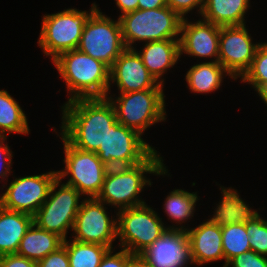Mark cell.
Returning a JSON list of instances; mask_svg holds the SVG:
<instances>
[{"label":"cell","mask_w":267,"mask_h":267,"mask_svg":"<svg viewBox=\"0 0 267 267\" xmlns=\"http://www.w3.org/2000/svg\"><path fill=\"white\" fill-rule=\"evenodd\" d=\"M60 107L58 133L73 147L84 151L96 152L117 121L107 97L74 99Z\"/></svg>","instance_id":"6da1fadb"},{"label":"cell","mask_w":267,"mask_h":267,"mask_svg":"<svg viewBox=\"0 0 267 267\" xmlns=\"http://www.w3.org/2000/svg\"><path fill=\"white\" fill-rule=\"evenodd\" d=\"M161 153L155 150L144 162L130 167L108 168L98 200L114 209V215L122 209L146 203L142 199L145 188L152 186L153 176L171 177ZM169 172V173H168ZM117 208V209H116ZM116 210V211H115Z\"/></svg>","instance_id":"7a4b0ae2"},{"label":"cell","mask_w":267,"mask_h":267,"mask_svg":"<svg viewBox=\"0 0 267 267\" xmlns=\"http://www.w3.org/2000/svg\"><path fill=\"white\" fill-rule=\"evenodd\" d=\"M66 85L67 101L80 98H105L110 83V68L86 53L74 49L52 61Z\"/></svg>","instance_id":"3957f363"},{"label":"cell","mask_w":267,"mask_h":267,"mask_svg":"<svg viewBox=\"0 0 267 267\" xmlns=\"http://www.w3.org/2000/svg\"><path fill=\"white\" fill-rule=\"evenodd\" d=\"M88 10L71 6L63 11L43 14L38 47L51 62L60 54L78 48L84 25L91 13L99 6L96 2Z\"/></svg>","instance_id":"277c9868"},{"label":"cell","mask_w":267,"mask_h":267,"mask_svg":"<svg viewBox=\"0 0 267 267\" xmlns=\"http://www.w3.org/2000/svg\"><path fill=\"white\" fill-rule=\"evenodd\" d=\"M163 88L127 93H108L117 121L139 132L142 136L151 126L167 122L166 96ZM113 94V95H112ZM146 130V131H145Z\"/></svg>","instance_id":"5b68a950"},{"label":"cell","mask_w":267,"mask_h":267,"mask_svg":"<svg viewBox=\"0 0 267 267\" xmlns=\"http://www.w3.org/2000/svg\"><path fill=\"white\" fill-rule=\"evenodd\" d=\"M126 48L136 43L180 39L182 18L170 7L137 9L118 18Z\"/></svg>","instance_id":"8992f818"},{"label":"cell","mask_w":267,"mask_h":267,"mask_svg":"<svg viewBox=\"0 0 267 267\" xmlns=\"http://www.w3.org/2000/svg\"><path fill=\"white\" fill-rule=\"evenodd\" d=\"M154 209L144 203L117 211V239L120 243L116 249L141 254L168 230L169 224Z\"/></svg>","instance_id":"52a82bcc"},{"label":"cell","mask_w":267,"mask_h":267,"mask_svg":"<svg viewBox=\"0 0 267 267\" xmlns=\"http://www.w3.org/2000/svg\"><path fill=\"white\" fill-rule=\"evenodd\" d=\"M54 128L56 137L63 143V169L57 170V177L74 187L84 198H96L100 193L108 167L95 152L84 151L69 144ZM64 179V180H63Z\"/></svg>","instance_id":"ba28073f"},{"label":"cell","mask_w":267,"mask_h":267,"mask_svg":"<svg viewBox=\"0 0 267 267\" xmlns=\"http://www.w3.org/2000/svg\"><path fill=\"white\" fill-rule=\"evenodd\" d=\"M97 7L86 21L78 50L112 67L126 49L119 19H111Z\"/></svg>","instance_id":"9c48e42d"},{"label":"cell","mask_w":267,"mask_h":267,"mask_svg":"<svg viewBox=\"0 0 267 267\" xmlns=\"http://www.w3.org/2000/svg\"><path fill=\"white\" fill-rule=\"evenodd\" d=\"M58 177L52 183L47 200L33 216L38 227L59 235L66 240L72 231L76 215L84 197ZM81 199V200H80Z\"/></svg>","instance_id":"30bf717a"},{"label":"cell","mask_w":267,"mask_h":267,"mask_svg":"<svg viewBox=\"0 0 267 267\" xmlns=\"http://www.w3.org/2000/svg\"><path fill=\"white\" fill-rule=\"evenodd\" d=\"M155 150V146L139 132L116 121L95 153L108 168H112L138 165Z\"/></svg>","instance_id":"8fae6325"},{"label":"cell","mask_w":267,"mask_h":267,"mask_svg":"<svg viewBox=\"0 0 267 267\" xmlns=\"http://www.w3.org/2000/svg\"><path fill=\"white\" fill-rule=\"evenodd\" d=\"M222 247L227 263L235 256L251 250L246 232V200L236 188L220 185Z\"/></svg>","instance_id":"7c38bea8"},{"label":"cell","mask_w":267,"mask_h":267,"mask_svg":"<svg viewBox=\"0 0 267 267\" xmlns=\"http://www.w3.org/2000/svg\"><path fill=\"white\" fill-rule=\"evenodd\" d=\"M106 206L97 198H84L70 238L79 242L100 244L110 249L115 248L113 244L117 240V215L114 216L111 209L108 212Z\"/></svg>","instance_id":"4fadbf2b"},{"label":"cell","mask_w":267,"mask_h":267,"mask_svg":"<svg viewBox=\"0 0 267 267\" xmlns=\"http://www.w3.org/2000/svg\"><path fill=\"white\" fill-rule=\"evenodd\" d=\"M6 183L0 194V205L8 210L34 216L47 200L50 187L57 178V170L46 173L16 176ZM4 188H6L4 190Z\"/></svg>","instance_id":"5bb4252c"},{"label":"cell","mask_w":267,"mask_h":267,"mask_svg":"<svg viewBox=\"0 0 267 267\" xmlns=\"http://www.w3.org/2000/svg\"><path fill=\"white\" fill-rule=\"evenodd\" d=\"M249 31L246 24L220 27L218 62L235 80L249 69L260 44Z\"/></svg>","instance_id":"9a60e30c"},{"label":"cell","mask_w":267,"mask_h":267,"mask_svg":"<svg viewBox=\"0 0 267 267\" xmlns=\"http://www.w3.org/2000/svg\"><path fill=\"white\" fill-rule=\"evenodd\" d=\"M212 209L214 211L210 218L186 230L190 258L192 264L198 266L224 260L222 267H225L221 233V198Z\"/></svg>","instance_id":"2e32d148"},{"label":"cell","mask_w":267,"mask_h":267,"mask_svg":"<svg viewBox=\"0 0 267 267\" xmlns=\"http://www.w3.org/2000/svg\"><path fill=\"white\" fill-rule=\"evenodd\" d=\"M192 20V21H191ZM185 18L180 31V58L183 54L202 62H217L220 26L199 18ZM202 58V59H201Z\"/></svg>","instance_id":"e0dca14e"},{"label":"cell","mask_w":267,"mask_h":267,"mask_svg":"<svg viewBox=\"0 0 267 267\" xmlns=\"http://www.w3.org/2000/svg\"><path fill=\"white\" fill-rule=\"evenodd\" d=\"M113 86L118 93L165 87L147 70L134 48H126L110 68L108 93Z\"/></svg>","instance_id":"ac0fdd59"},{"label":"cell","mask_w":267,"mask_h":267,"mask_svg":"<svg viewBox=\"0 0 267 267\" xmlns=\"http://www.w3.org/2000/svg\"><path fill=\"white\" fill-rule=\"evenodd\" d=\"M151 267H190V244L186 231L167 230L140 254Z\"/></svg>","instance_id":"d6986e66"},{"label":"cell","mask_w":267,"mask_h":267,"mask_svg":"<svg viewBox=\"0 0 267 267\" xmlns=\"http://www.w3.org/2000/svg\"><path fill=\"white\" fill-rule=\"evenodd\" d=\"M140 55L147 70L156 80L165 85V76L180 60L179 39H165L142 43L140 50L134 48ZM165 75V76H164Z\"/></svg>","instance_id":"ffe728a7"},{"label":"cell","mask_w":267,"mask_h":267,"mask_svg":"<svg viewBox=\"0 0 267 267\" xmlns=\"http://www.w3.org/2000/svg\"><path fill=\"white\" fill-rule=\"evenodd\" d=\"M190 66L183 80L186 81V87L191 93L200 95L214 93L222 87L226 76L228 79L234 80L232 75L217 61V62H198Z\"/></svg>","instance_id":"44dd1931"},{"label":"cell","mask_w":267,"mask_h":267,"mask_svg":"<svg viewBox=\"0 0 267 267\" xmlns=\"http://www.w3.org/2000/svg\"><path fill=\"white\" fill-rule=\"evenodd\" d=\"M164 199L163 212L167 216L168 222L172 223V225H168V230H188L190 228L188 223L195 216L196 204L200 200L198 192L175 188ZM186 222L187 224H185Z\"/></svg>","instance_id":"7402d4cb"},{"label":"cell","mask_w":267,"mask_h":267,"mask_svg":"<svg viewBox=\"0 0 267 267\" xmlns=\"http://www.w3.org/2000/svg\"><path fill=\"white\" fill-rule=\"evenodd\" d=\"M250 2L251 0H204L200 18L220 27L244 25L247 22L245 16L252 7Z\"/></svg>","instance_id":"603a6c76"},{"label":"cell","mask_w":267,"mask_h":267,"mask_svg":"<svg viewBox=\"0 0 267 267\" xmlns=\"http://www.w3.org/2000/svg\"><path fill=\"white\" fill-rule=\"evenodd\" d=\"M33 224V216L0 205V256L17 253L21 239Z\"/></svg>","instance_id":"cb8c5ba5"},{"label":"cell","mask_w":267,"mask_h":267,"mask_svg":"<svg viewBox=\"0 0 267 267\" xmlns=\"http://www.w3.org/2000/svg\"><path fill=\"white\" fill-rule=\"evenodd\" d=\"M63 242L64 239L56 233L48 232L33 223L21 239L17 254L37 263L63 246Z\"/></svg>","instance_id":"d4e9b609"},{"label":"cell","mask_w":267,"mask_h":267,"mask_svg":"<svg viewBox=\"0 0 267 267\" xmlns=\"http://www.w3.org/2000/svg\"><path fill=\"white\" fill-rule=\"evenodd\" d=\"M19 102L9 91L0 89V136L10 134L29 135L28 117Z\"/></svg>","instance_id":"484cf974"},{"label":"cell","mask_w":267,"mask_h":267,"mask_svg":"<svg viewBox=\"0 0 267 267\" xmlns=\"http://www.w3.org/2000/svg\"><path fill=\"white\" fill-rule=\"evenodd\" d=\"M63 246L67 249L70 267H99L103 256L110 249L94 243L66 239Z\"/></svg>","instance_id":"4316f807"},{"label":"cell","mask_w":267,"mask_h":267,"mask_svg":"<svg viewBox=\"0 0 267 267\" xmlns=\"http://www.w3.org/2000/svg\"><path fill=\"white\" fill-rule=\"evenodd\" d=\"M246 201V232L251 250L267 257V219Z\"/></svg>","instance_id":"83f0119b"},{"label":"cell","mask_w":267,"mask_h":267,"mask_svg":"<svg viewBox=\"0 0 267 267\" xmlns=\"http://www.w3.org/2000/svg\"><path fill=\"white\" fill-rule=\"evenodd\" d=\"M240 82L246 83L258 92L267 88V41L260 40V44L249 69L240 78Z\"/></svg>","instance_id":"f1b7e54d"},{"label":"cell","mask_w":267,"mask_h":267,"mask_svg":"<svg viewBox=\"0 0 267 267\" xmlns=\"http://www.w3.org/2000/svg\"><path fill=\"white\" fill-rule=\"evenodd\" d=\"M8 137L0 136V184L2 182V186L0 190H3L4 185L9 181V176L12 171V158L14 156V152L11 149V146L8 145L7 142Z\"/></svg>","instance_id":"f546056e"},{"label":"cell","mask_w":267,"mask_h":267,"mask_svg":"<svg viewBox=\"0 0 267 267\" xmlns=\"http://www.w3.org/2000/svg\"><path fill=\"white\" fill-rule=\"evenodd\" d=\"M166 5L182 19L188 18V13L191 15L196 13L200 18L204 7V0H166Z\"/></svg>","instance_id":"4dcf8cb0"},{"label":"cell","mask_w":267,"mask_h":267,"mask_svg":"<svg viewBox=\"0 0 267 267\" xmlns=\"http://www.w3.org/2000/svg\"><path fill=\"white\" fill-rule=\"evenodd\" d=\"M226 267H267V257L249 250L233 257Z\"/></svg>","instance_id":"1f68e13d"},{"label":"cell","mask_w":267,"mask_h":267,"mask_svg":"<svg viewBox=\"0 0 267 267\" xmlns=\"http://www.w3.org/2000/svg\"><path fill=\"white\" fill-rule=\"evenodd\" d=\"M36 267H70L67 249L61 246L58 250L37 262Z\"/></svg>","instance_id":"d6a6232c"},{"label":"cell","mask_w":267,"mask_h":267,"mask_svg":"<svg viewBox=\"0 0 267 267\" xmlns=\"http://www.w3.org/2000/svg\"><path fill=\"white\" fill-rule=\"evenodd\" d=\"M131 255L123 248L118 249V252L115 248L109 249L103 256L99 267H125L126 261Z\"/></svg>","instance_id":"836d02e7"},{"label":"cell","mask_w":267,"mask_h":267,"mask_svg":"<svg viewBox=\"0 0 267 267\" xmlns=\"http://www.w3.org/2000/svg\"><path fill=\"white\" fill-rule=\"evenodd\" d=\"M0 267H36V262L17 253L0 256Z\"/></svg>","instance_id":"e575fe53"},{"label":"cell","mask_w":267,"mask_h":267,"mask_svg":"<svg viewBox=\"0 0 267 267\" xmlns=\"http://www.w3.org/2000/svg\"><path fill=\"white\" fill-rule=\"evenodd\" d=\"M119 11V17L138 9V0H114Z\"/></svg>","instance_id":"d590c367"},{"label":"cell","mask_w":267,"mask_h":267,"mask_svg":"<svg viewBox=\"0 0 267 267\" xmlns=\"http://www.w3.org/2000/svg\"><path fill=\"white\" fill-rule=\"evenodd\" d=\"M166 0H138V9L148 10V9H158L165 7Z\"/></svg>","instance_id":"8d00e7d4"},{"label":"cell","mask_w":267,"mask_h":267,"mask_svg":"<svg viewBox=\"0 0 267 267\" xmlns=\"http://www.w3.org/2000/svg\"><path fill=\"white\" fill-rule=\"evenodd\" d=\"M125 267H151L140 254H132L126 261Z\"/></svg>","instance_id":"74e56055"},{"label":"cell","mask_w":267,"mask_h":267,"mask_svg":"<svg viewBox=\"0 0 267 267\" xmlns=\"http://www.w3.org/2000/svg\"><path fill=\"white\" fill-rule=\"evenodd\" d=\"M262 101V103H265L264 106H267V88H264L263 90H261L260 92L257 93ZM267 109V108H266Z\"/></svg>","instance_id":"f35d334b"}]
</instances>
